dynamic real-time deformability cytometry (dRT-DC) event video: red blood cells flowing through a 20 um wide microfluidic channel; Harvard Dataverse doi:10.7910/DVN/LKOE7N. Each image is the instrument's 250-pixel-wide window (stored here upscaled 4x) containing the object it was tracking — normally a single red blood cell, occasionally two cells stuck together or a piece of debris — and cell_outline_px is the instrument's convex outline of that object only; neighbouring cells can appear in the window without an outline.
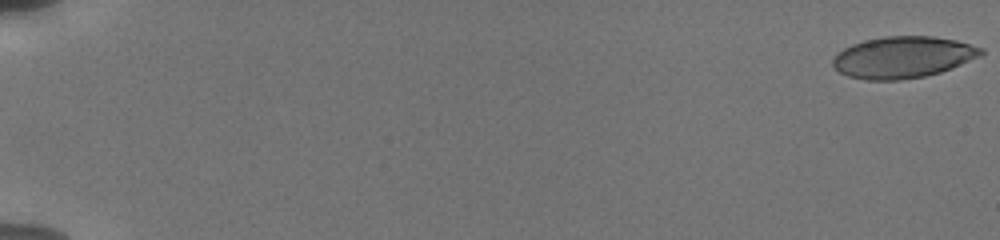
{"species": "human", "species_latin": "Homo sapiens", "temperature_condition": "cold", "stored_images_in_passage": 15, "camera_frame_rate_fps": 3000, "um_per_image_px": 0.085, "donor": {"sex": "male"}, "frame": {"image": 1, "passage_image": 1, "time_ms": 0.0, "image_size_px": [1000, 240], "cell_outline_px": [[984, 52], [980, 56], [940, 72], [924, 76], [900, 80], [868, 80], [848, 76], [840, 72], [832, 64], [832, 60], [836, 52], [852, 44], [864, 40], [884, 36], [932, 36], [956, 40], [984, 48]], "centroid_in_image_um": [76.73, 4.85], "position_along_channel_um": 8.3, "area_um2": 35.84}}
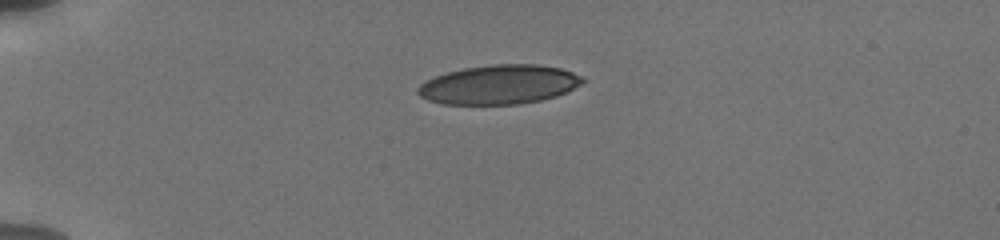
{"frame": {"image": 2, "passage_image": 10, "time_ms": 5.0, "image_size_px": [1000, 240], "cell_outline_px": [[588, 80], [556, 96], [540, 100], [520, 104], [440, 104], [428, 100], [420, 96], [416, 92], [416, 88], [424, 80], [448, 72], [464, 68], [492, 64], [536, 64], [560, 68], [572, 72]], "centroid_in_image_um": [42.38, 7.19], "position_along_channel_um": 42.6, "area_um2": 37.63}}